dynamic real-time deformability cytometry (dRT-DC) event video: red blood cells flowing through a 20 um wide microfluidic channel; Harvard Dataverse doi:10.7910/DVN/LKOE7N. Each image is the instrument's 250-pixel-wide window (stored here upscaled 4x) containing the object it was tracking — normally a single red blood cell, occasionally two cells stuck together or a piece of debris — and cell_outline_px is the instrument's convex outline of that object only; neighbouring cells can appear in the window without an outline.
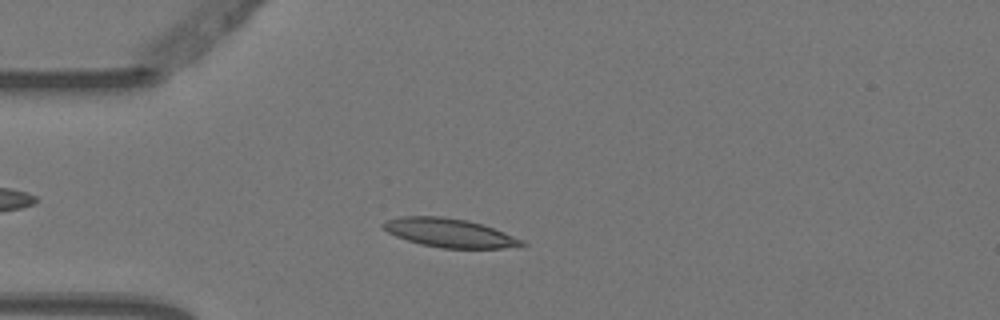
{"species": "Egyptian fruit bat (a non-hibernating species)", "species_latin": "Rousettus aegyptiacus", "temperature_condition": "warm", "stored_images_in_passage": 5, "camera_frame_rate_fps": 3000, "um_per_image_px": 0.085, "animal": {"sex": "female"}, "frame": {"image": 1, "passage_image": 2, "time_ms": 0.333, "image_size_px": [1000, 320], "cell_outline_px": [[528, 244], [504, 248], [440, 248], [420, 244], [396, 236], [388, 232], [380, 224], [388, 220], [400, 216], [444, 216], [468, 220], [504, 232], [524, 240]], "centroid_in_image_um": [38.2, 19.79], "position_along_channel_um": 46.8, "area_um2": 23.12}}
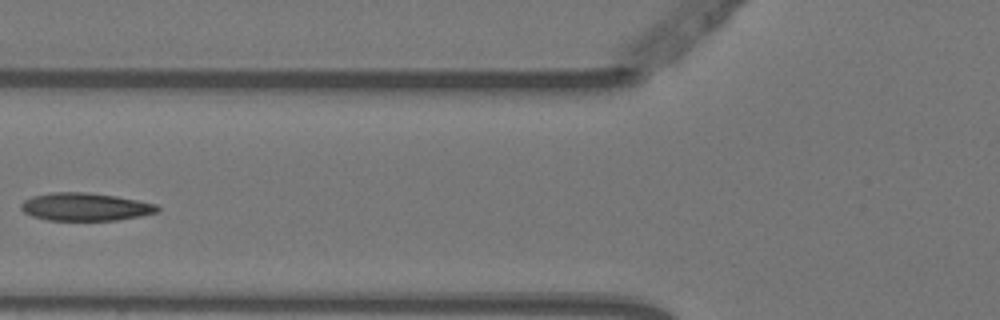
{"frame": {"image": 2, "passage_image": 4, "time_ms": 1.0, "image_size_px": [1000, 320], "cell_outline_px": [[160, 208], [156, 212], [140, 216], [116, 220], [48, 220], [32, 216], [24, 212], [20, 208], [20, 204], [24, 200], [32, 196], [52, 192], [84, 192], [116, 196], [156, 204]], "centroid_in_image_um": [7.21, 17.58], "position_along_channel_um": 118.6, "area_um2": 22.02}}
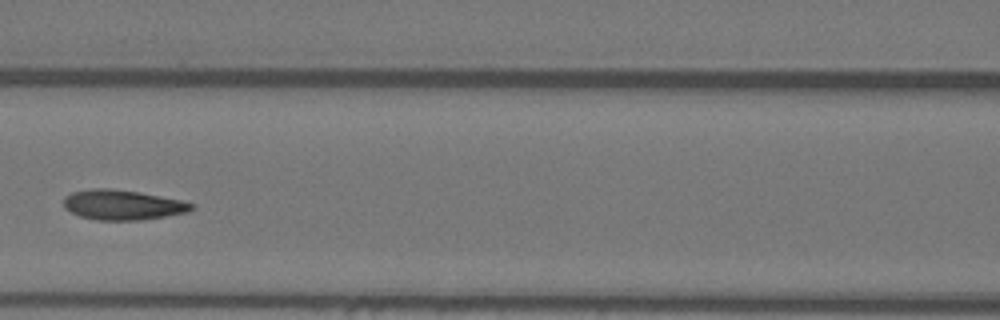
{"frame": {"image": 3, "passage_image": 5, "time_ms": 1.333, "image_size_px": [1000, 320], "cell_outline_px": [[196, 208], [188, 212], [144, 220], [96, 220], [80, 216], [64, 208], [64, 196], [72, 192], [92, 188], [108, 188], [140, 192], [180, 200], [196, 204]], "centroid_in_image_um": [10.44, 17.41], "position_along_channel_um": 156.2, "area_um2": 22.48}}